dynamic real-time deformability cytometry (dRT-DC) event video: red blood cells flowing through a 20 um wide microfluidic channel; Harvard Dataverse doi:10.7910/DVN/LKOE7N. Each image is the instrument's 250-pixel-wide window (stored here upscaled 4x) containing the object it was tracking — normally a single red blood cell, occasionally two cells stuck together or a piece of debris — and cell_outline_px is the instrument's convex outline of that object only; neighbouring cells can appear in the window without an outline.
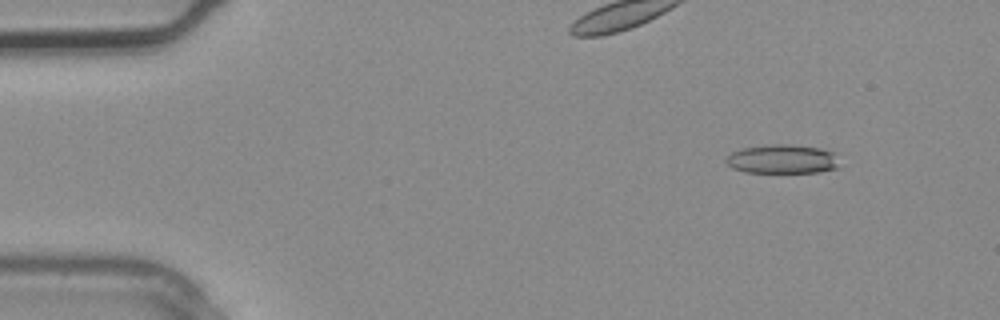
{"species": "common noctule bat (a hibernating species)", "species_latin": "Nyctalus noctula", "temperature_condition": "warm", "stored_images_in_passage": 2, "camera_frame_rate_fps": 3000, "um_per_image_px": 0.085, "animal": {"sex": "male", "body_mass_g": 20.4}, "frame": {"image": 1, "passage_image": 1, "time_ms": 0.0, "image_size_px": [1000, 320], "cell_outline_px": [[836, 168], [816, 172], [744, 172], [732, 168], [724, 160], [732, 152], [740, 148], [772, 144], [792, 144], [820, 148], [832, 152]], "centroid_in_image_um": [66.4, 13.51], "position_along_channel_um": 18.6, "area_um2": 18.84}}